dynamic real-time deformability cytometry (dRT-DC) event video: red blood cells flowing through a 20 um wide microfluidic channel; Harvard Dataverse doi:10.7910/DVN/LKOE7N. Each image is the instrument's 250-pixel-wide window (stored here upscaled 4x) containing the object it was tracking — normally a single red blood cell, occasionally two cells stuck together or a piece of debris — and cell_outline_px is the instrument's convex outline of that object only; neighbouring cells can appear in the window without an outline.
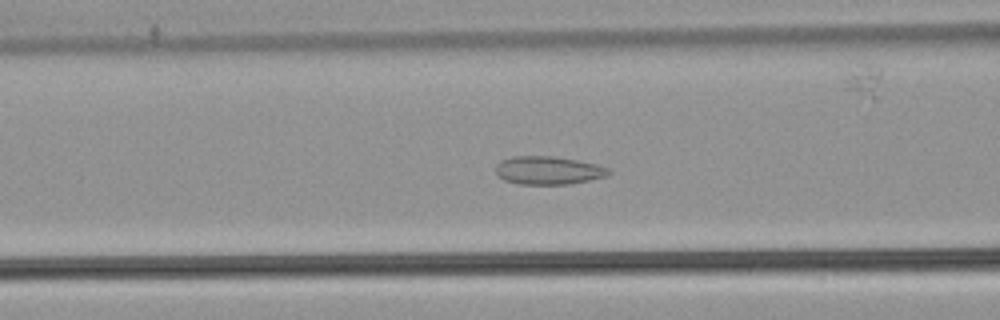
{"species": "common noctule bat (a hibernating species)", "species_latin": "Nyctalus noctula", "temperature_condition": "warm", "stored_images_in_passage": 54, "camera_frame_rate_fps": 3000, "um_per_image_px": 0.085, "animal": {"sex": "male", "body_mass_g": 21.5, "forearm_length_mm": 52.0}, "frame": {"image": 1, "passage_image": 23, "time_ms": 7.333, "image_size_px": [1000, 320], "cell_outline_px": [[612, 172], [608, 176], [568, 184], [520, 184], [504, 180], [496, 172], [496, 164], [500, 160], [512, 156], [552, 156], [576, 160], [596, 164], [608, 168]], "centroid_in_image_um": [46.6, 14.47], "position_along_channel_um": 120.0, "area_um2": 18.5}}
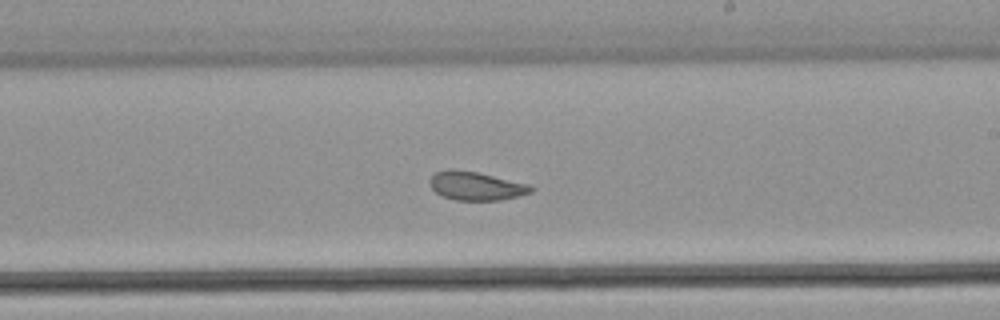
{"frame": {"image": 2, "passage_image": 33, "time_ms": 10.667, "image_size_px": [1000, 320], "cell_outline_px": [[536, 188], [532, 192], [520, 196], [500, 200], [456, 200], [444, 196], [436, 192], [428, 184], [428, 180], [436, 172], [448, 168], [452, 168], [476, 172], [528, 184]], "centroid_in_image_um": [40.45, 15.8], "position_along_channel_um": 248.5, "area_um2": 16.88}}
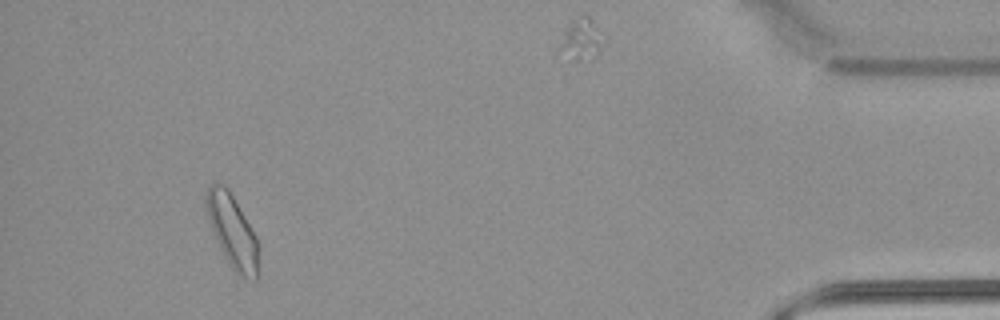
{"frame": {"image": 3, "passage_image": 51, "time_ms": 16.667, "image_size_px": [1000, 320], "cell_outline_px": [[260, 248], [256, 280], [240, 276], [228, 264], [216, 240], [208, 220], [204, 208], [204, 200], [208, 188], [212, 180], [224, 184], [228, 188], [256, 236], [260, 244]], "centroid_in_image_um": [19.73, 19.62], "position_along_channel_um": 415.5, "area_um2": 22.6}, "authors_computed_cell_mechanics": {"area_um2": 19.5653, "velocity_mm_per_s": 3.8659, "shape_relaxation_time_tau1_ms": null, "shape_relaxation_time_tau2_ms": 1.5253, "deformation_change_tau1": null, "deformation_change_tau2": 0.0712}}